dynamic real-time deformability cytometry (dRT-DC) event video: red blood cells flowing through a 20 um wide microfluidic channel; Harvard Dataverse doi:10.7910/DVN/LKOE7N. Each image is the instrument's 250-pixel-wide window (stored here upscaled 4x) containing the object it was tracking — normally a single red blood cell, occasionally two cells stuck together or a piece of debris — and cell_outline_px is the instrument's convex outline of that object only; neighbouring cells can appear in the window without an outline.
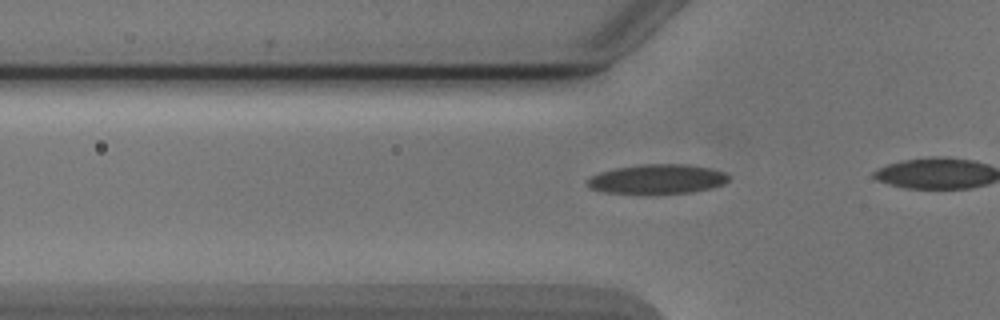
{"species": "Egyptian fruit bat (a non-hibernating species)", "species_latin": "Rousettus aegyptiacus", "temperature_condition": "cold", "stored_images_in_passage": 19, "camera_frame_rate_fps": 3000, "um_per_image_px": 0.085, "animal": {"sex": "male"}, "frame": {"image": 1, "passage_image": 14, "time_ms": 4.333, "image_size_px": [1000, 320], "cell_outline_px": [[728, 180], [724, 184], [712, 188], [692, 192], [648, 196], [604, 192], [592, 188], [588, 184], [588, 180], [592, 176], [600, 172], [616, 168], [640, 164], [688, 164], [708, 168], [724, 172], [728, 176]], "centroid_in_image_um": [55.87, 15.26], "position_along_channel_um": 69.9, "area_um2": 24.85}}